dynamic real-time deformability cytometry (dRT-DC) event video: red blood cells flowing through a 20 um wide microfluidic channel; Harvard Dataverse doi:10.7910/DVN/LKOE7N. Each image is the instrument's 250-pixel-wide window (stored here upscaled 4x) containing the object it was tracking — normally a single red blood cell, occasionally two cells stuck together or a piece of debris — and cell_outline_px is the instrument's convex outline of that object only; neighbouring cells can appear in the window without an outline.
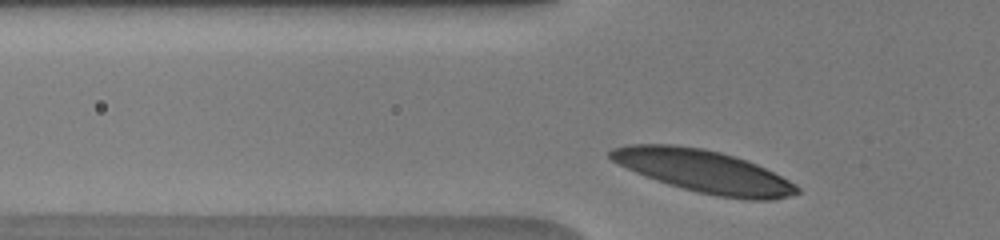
{"species": "human", "species_latin": "Homo sapiens", "temperature_condition": "warm", "stored_images_in_passage": 32, "camera_frame_rate_fps": 3000, "um_per_image_px": 0.085, "donor": {"sex": "male"}, "frame": {"image": 1, "passage_image": 6, "time_ms": 1.667, "image_size_px": [1000, 240], "cell_outline_px": [[800, 192], [788, 196], [772, 200], [748, 200], [716, 196], [668, 184], [656, 180], [636, 172], [612, 160], [608, 156], [608, 152], [612, 148], [628, 144], [672, 144], [700, 148], [720, 152], [756, 164], [796, 184], [800, 188]], "centroid_in_image_um": [59.81, 14.56], "position_along_channel_um": 66.0, "area_um2": 45.66}}
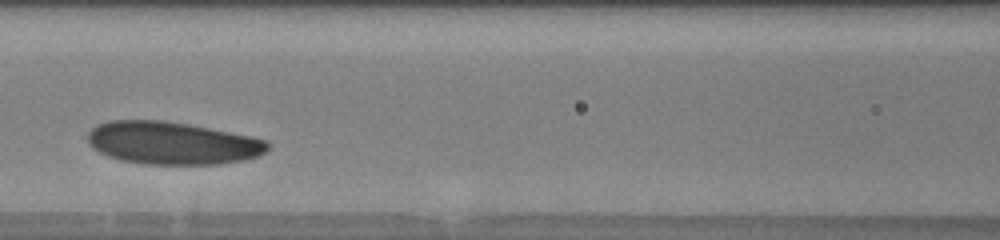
{"frame": {"image": 2, "passage_image": 13, "time_ms": 4.0, "image_size_px": [1000, 240], "cell_outline_px": [[268, 148], [260, 156], [244, 160], [220, 164], [144, 164], [124, 160], [108, 156], [92, 148], [88, 144], [88, 132], [96, 124], [108, 120], [164, 120], [188, 124], [252, 136], [268, 140]], "centroid_in_image_um": [14.63, 12.15], "position_along_channel_um": 152.0, "area_um2": 44.91}}
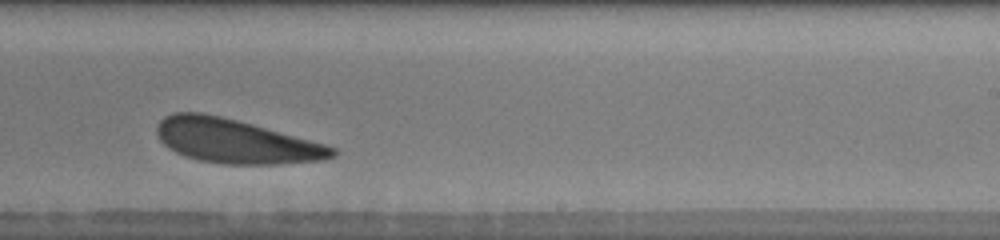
{"frame": {"image": 3, "passage_image": 22, "time_ms": 7.0, "image_size_px": [1000, 240], "cell_outline_px": [[336, 156], [324, 160], [280, 164], [220, 164], [200, 160], [184, 156], [168, 148], [156, 136], [156, 124], [164, 116], [176, 112], [200, 112], [220, 116], [252, 124], [324, 144], [336, 148]], "centroid_in_image_um": [19.99, 12.0], "position_along_channel_um": 269.0, "area_um2": 45.03}, "authors_computed_cell_mechanics": {"area_um2": 45.0262, "velocity_mm_per_s": 3.9111, "shape_relaxation_time_tau1_ms": 1.555, "shape_relaxation_time_tau2_ms": 4.0158, "deformation_change_tau1": 0.0678, "deformation_change_tau2": 0.1322}}